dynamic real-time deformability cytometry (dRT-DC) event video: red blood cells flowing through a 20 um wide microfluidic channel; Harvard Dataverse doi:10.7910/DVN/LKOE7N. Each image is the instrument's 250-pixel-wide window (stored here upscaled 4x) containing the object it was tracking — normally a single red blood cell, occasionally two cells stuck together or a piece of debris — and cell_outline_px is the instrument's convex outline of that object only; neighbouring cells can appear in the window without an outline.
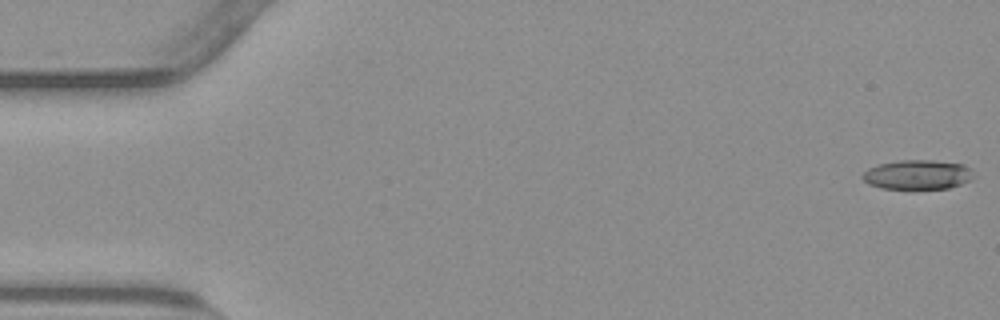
{"species": "common noctule bat (a hibernating species)", "species_latin": "Nyctalus noctula", "temperature_condition": "warm", "stored_images_in_passage": 55, "camera_frame_rate_fps": 3000, "um_per_image_px": 0.085, "animal": {"sex": "male", "body_mass_g": 23.1, "forearm_length_mm": 52.7}, "frame": {"image": 1, "passage_image": 1, "time_ms": 0.0, "image_size_px": [1000, 320], "cell_outline_px": [[976, 176], [972, 180], [948, 188], [880, 188], [868, 184], [860, 176], [868, 168], [876, 164], [900, 160], [932, 160], [964, 164], [972, 168]], "centroid_in_image_um": [78.02, 14.83], "position_along_channel_um": 7.0, "area_um2": 19.31}}
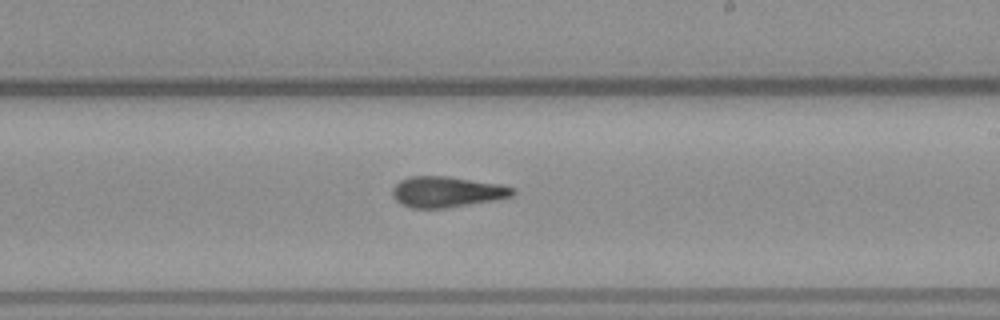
{"frame": {"image": 2, "passage_image": 32, "time_ms": 10.333, "image_size_px": [1000, 320], "cell_outline_px": [[516, 192], [512, 196], [496, 200], [448, 208], [412, 208], [400, 204], [392, 196], [392, 188], [400, 180], [412, 176], [448, 176], [500, 184], [516, 188]], "centroid_in_image_um": [37.99, 16.31], "position_along_channel_um": 251.0, "area_um2": 21.79}}
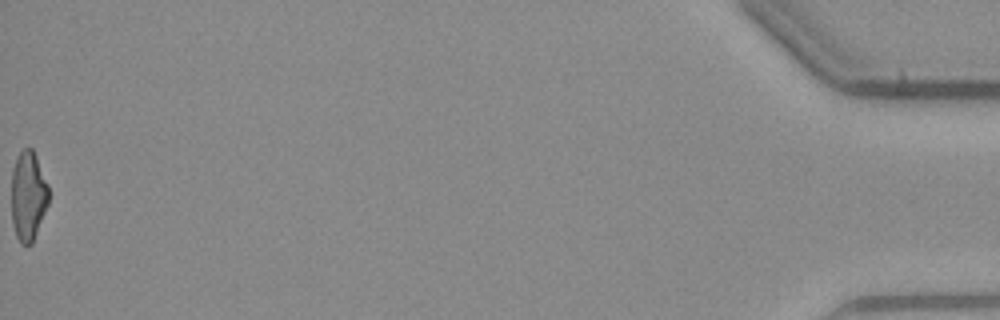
{"frame": {"image": 3, "passage_image": 55, "time_ms": 18.0, "image_size_px": [1000, 320], "cell_outline_px": [[48, 204], [32, 244], [20, 244], [16, 236], [12, 224], [12, 168], [16, 156], [24, 148], [32, 148], [36, 156], [48, 184]], "centroid_in_image_um": [2.38, 16.65], "position_along_channel_um": 432.8, "area_um2": 19.48}, "authors_computed_cell_mechanics": {"area_um2": 20.7502, "velocity_mm_per_s": 3.8287, "shape_relaxation_time_tau1_ms": null, "shape_relaxation_time_tau2_ms": 5.6006, "deformation_change_tau1": null, "deformation_change_tau2": 0.1836}}